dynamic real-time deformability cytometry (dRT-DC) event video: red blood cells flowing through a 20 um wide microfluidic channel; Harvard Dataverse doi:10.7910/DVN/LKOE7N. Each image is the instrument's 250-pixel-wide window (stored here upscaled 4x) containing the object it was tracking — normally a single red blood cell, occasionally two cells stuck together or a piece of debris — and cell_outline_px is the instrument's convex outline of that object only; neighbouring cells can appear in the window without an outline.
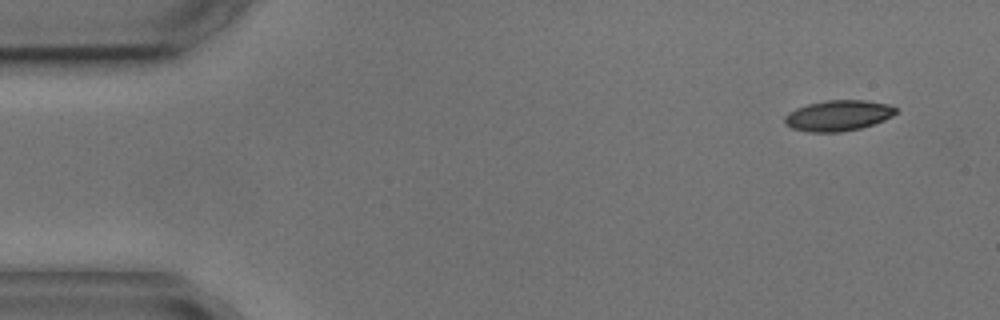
{"species": "common noctule bat (a hibernating species)", "species_latin": "Nyctalus noctula", "temperature_condition": "cold", "stored_images_in_passage": 4, "camera_frame_rate_fps": 3000, "um_per_image_px": 0.085, "animal": {"sex": "male", "body_mass_g": 17.9, "forearm_length_mm": 54.2}, "frame": {"image": 1, "passage_image": 1, "time_ms": 0.0, "image_size_px": [1000, 320], "cell_outline_px": [[900, 112], [884, 120], [860, 128], [840, 132], [808, 132], [792, 128], [784, 124], [784, 116], [788, 112], [796, 108], [808, 104], [824, 100], [864, 100], [888, 104], [896, 108]], "centroid_in_image_um": [71.23, 9.82], "position_along_channel_um": 13.8, "area_um2": 20.0}}